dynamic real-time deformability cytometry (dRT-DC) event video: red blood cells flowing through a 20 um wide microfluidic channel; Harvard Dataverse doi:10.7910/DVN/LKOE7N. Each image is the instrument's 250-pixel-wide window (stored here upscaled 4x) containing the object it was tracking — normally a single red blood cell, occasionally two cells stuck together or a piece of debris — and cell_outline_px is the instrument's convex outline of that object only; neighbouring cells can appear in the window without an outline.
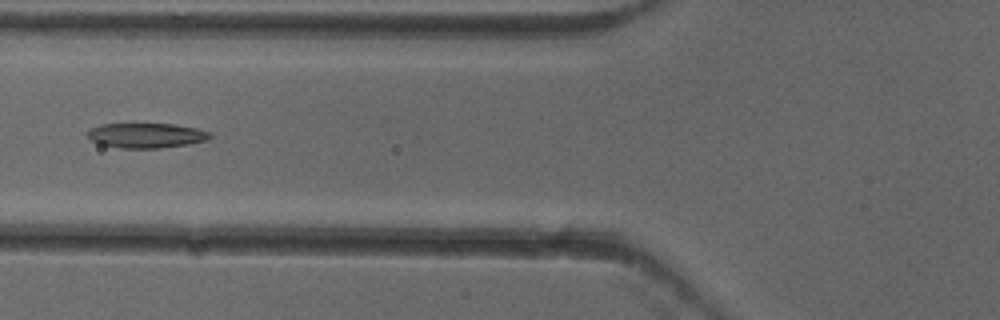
{"species": "common noctule bat (a hibernating species)", "species_latin": "Nyctalus noctula", "temperature_condition": "cold", "stored_images_in_passage": 6, "camera_frame_rate_fps": 3000, "um_per_image_px": 0.085, "animal": {"sex": "female"}, "frame": {"image": 1, "passage_image": 5, "time_ms": 1.333, "image_size_px": [1000, 320], "cell_outline_px": [[212, 136], [208, 140], [188, 144], [156, 148], [120, 148], [100, 144], [92, 140], [88, 136], [88, 132], [92, 128], [100, 124], [176, 124], [196, 128], [212, 132]], "centroid_in_image_um": [12.48, 11.51], "position_along_channel_um": 113.3, "area_um2": 17.69}}
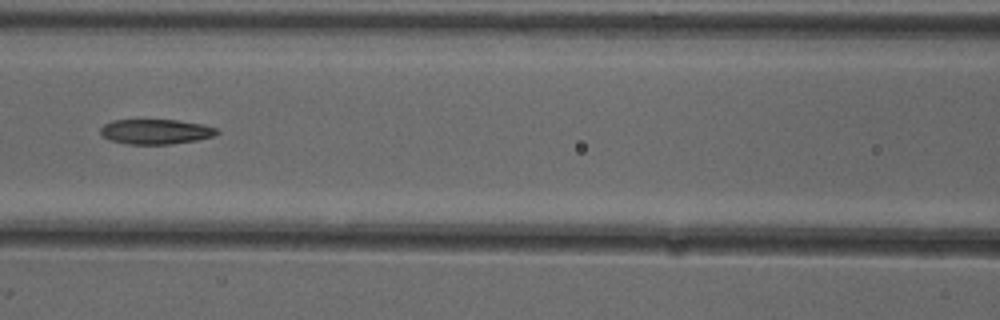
{"frame": {"image": 2, "passage_image": 6, "time_ms": 1.667, "image_size_px": [1000, 320], "cell_outline_px": [[220, 132], [216, 136], [196, 140], [172, 144], [128, 144], [112, 140], [104, 136], [100, 132], [100, 128], [104, 124], [112, 120], [176, 120], [204, 124], [216, 128]], "centroid_in_image_um": [13.28, 11.18], "position_along_channel_um": 153.3, "area_um2": 16.94}}